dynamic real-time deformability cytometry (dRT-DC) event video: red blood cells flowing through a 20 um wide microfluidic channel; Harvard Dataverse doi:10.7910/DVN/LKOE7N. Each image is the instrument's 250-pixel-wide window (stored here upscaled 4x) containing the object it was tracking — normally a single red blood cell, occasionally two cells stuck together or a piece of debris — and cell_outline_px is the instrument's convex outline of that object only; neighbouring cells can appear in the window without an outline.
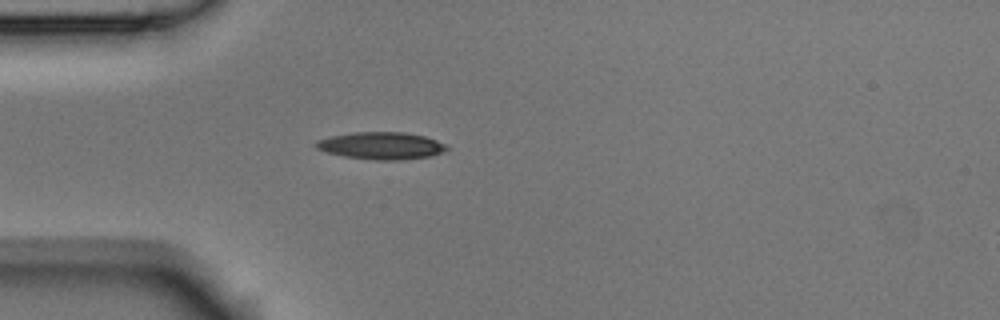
{"species": "Egyptian fruit bat (a non-hibernating species)", "species_latin": "Rousettus aegyptiacus", "temperature_condition": "room temperature", "stored_images_in_passage": 1, "camera_frame_rate_fps": 3000, "um_per_image_px": 0.085, "animal": {"sex": "male"}, "frame": {"image": 1, "passage_image": 1, "time_ms": 0.0, "image_size_px": [1000, 320], "cell_outline_px": [[448, 148], [444, 152], [432, 156], [400, 160], [376, 160], [344, 156], [328, 152], [316, 148], [312, 144], [316, 140], [332, 136], [352, 132], [404, 132], [424, 136], [448, 144]], "centroid_in_image_um": [32.43, 12.38], "position_along_channel_um": 52.6, "area_um2": 20.87}}